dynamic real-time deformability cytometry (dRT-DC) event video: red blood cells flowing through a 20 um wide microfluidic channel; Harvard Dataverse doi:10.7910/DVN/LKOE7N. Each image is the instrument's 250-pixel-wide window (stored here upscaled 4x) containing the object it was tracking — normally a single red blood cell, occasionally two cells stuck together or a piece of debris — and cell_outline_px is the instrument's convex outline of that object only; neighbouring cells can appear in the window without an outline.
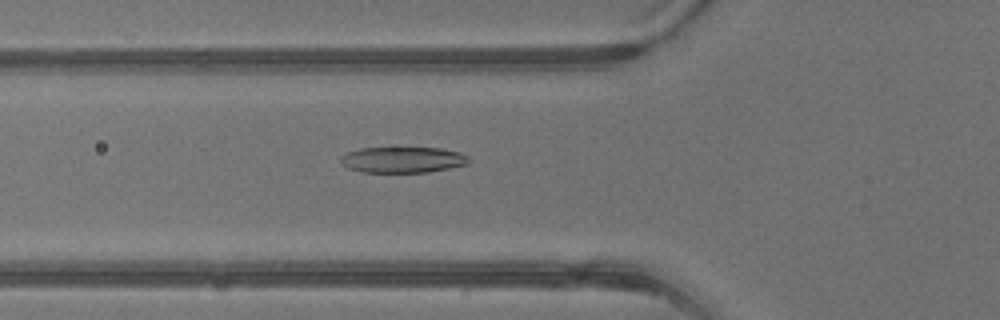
{"species": "common noctule bat (a hibernating species)", "species_latin": "Nyctalus noctula", "temperature_condition": "warm", "stored_images_in_passage": 41, "camera_frame_rate_fps": 3000, "um_per_image_px": 0.085, "animal": {"sex": "male", "body_mass_g": 13.3}, "frame": {"image": 1, "passage_image": 15, "time_ms": 4.667, "image_size_px": [1000, 320], "cell_outline_px": [[468, 164], [428, 172], [364, 172], [348, 168], [340, 160], [340, 156], [348, 152], [360, 148], [440, 148], [460, 152], [468, 156]], "centroid_in_image_um": [34.23, 13.57], "position_along_channel_um": 91.6, "area_um2": 19.19}}
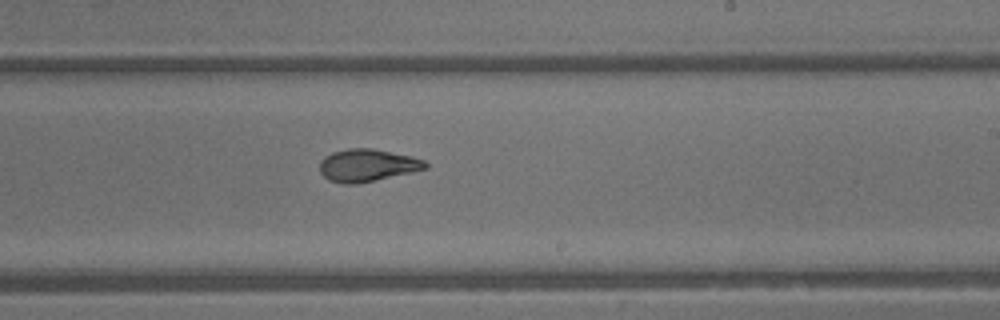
{"frame": {"image": 2, "passage_image": 25, "time_ms": 8.0, "image_size_px": [1000, 320], "cell_outline_px": [[428, 168], [412, 172], [376, 180], [356, 184], [344, 184], [328, 180], [320, 172], [320, 160], [324, 156], [332, 152], [348, 148], [372, 148], [412, 156], [424, 160], [428, 164]], "centroid_in_image_um": [31.21, 14.05], "position_along_channel_um": 257.8, "area_um2": 20.11}}
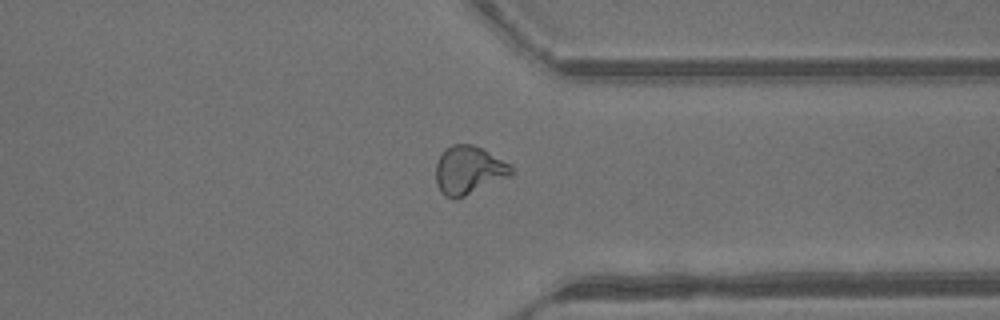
{"frame": {"image": 3, "passage_image": 32, "time_ms": 10.333, "image_size_px": [1000, 320], "cell_outline_px": [[516, 172], [512, 176], [456, 200], [444, 196], [440, 192], [436, 184], [436, 164], [444, 148], [452, 144], [472, 144], [512, 164]], "centroid_in_image_um": [39.87, 14.48], "position_along_channel_um": 371.5, "area_um2": 21.68}, "authors_computed_cell_mechanics": {"area_um2": 20.5768, "velocity_mm_per_s": 4.9777, "shape_relaxation_time_tau1_ms": 6.9613, "shape_relaxation_time_tau2_ms": 1.3276, "deformation_change_tau1": 0.2631, "deformation_change_tau2": 0.0909}}